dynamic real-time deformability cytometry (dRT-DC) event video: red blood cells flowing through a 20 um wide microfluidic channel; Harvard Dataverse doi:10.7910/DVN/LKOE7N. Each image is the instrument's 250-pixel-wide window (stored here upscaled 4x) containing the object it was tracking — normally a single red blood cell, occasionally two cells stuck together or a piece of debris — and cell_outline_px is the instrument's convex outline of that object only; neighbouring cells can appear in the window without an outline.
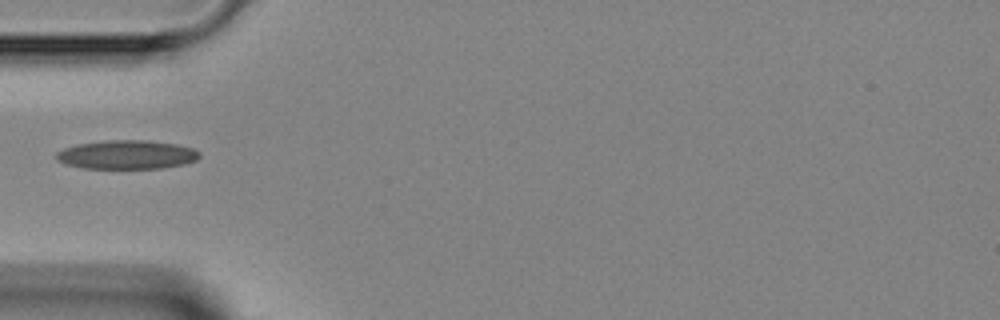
{"species": "Egyptian fruit bat (a non-hibernating species)", "species_latin": "Rousettus aegyptiacus", "temperature_condition": "room temperature", "stored_images_in_passage": 6, "camera_frame_rate_fps": 3000, "um_per_image_px": 0.085, "animal": {"sex": "female"}, "frame": {"image": 1, "passage_image": 4, "time_ms": 3.333, "image_size_px": [1000, 320], "cell_outline_px": [[200, 156], [196, 160], [184, 164], [160, 168], [84, 168], [64, 164], [56, 160], [56, 152], [64, 148], [76, 144], [104, 140], [148, 140], [176, 144], [192, 148], [200, 152]], "centroid_in_image_um": [10.75, 13.14], "position_along_channel_um": 74.2, "area_um2": 24.16}}
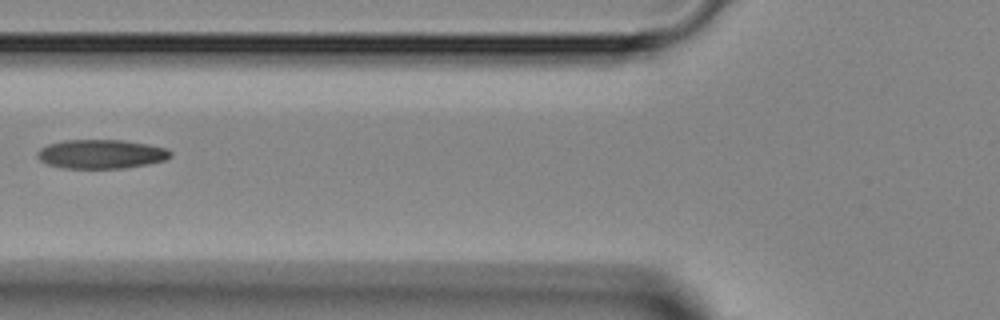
{"frame": {"image": 2, "passage_image": 5, "time_ms": 4.333, "image_size_px": [1000, 320], "cell_outline_px": [[172, 156], [164, 160], [148, 164], [124, 168], [64, 168], [48, 164], [40, 160], [36, 156], [36, 152], [40, 148], [48, 144], [64, 140], [124, 140], [148, 144], [168, 148], [172, 152]], "centroid_in_image_um": [8.61, 13.09], "position_along_channel_um": 117.2, "area_um2": 22.66}}
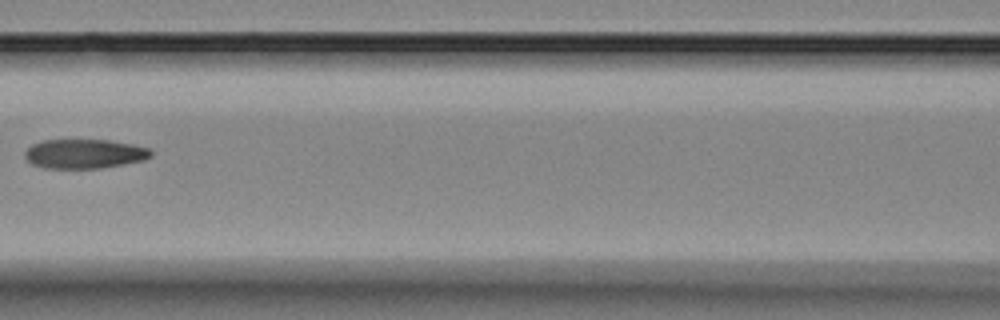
{"frame": {"image": 3, "passage_image": 6, "time_ms": 5.333, "image_size_px": [1000, 320], "cell_outline_px": [[152, 156], [144, 160], [100, 168], [44, 168], [32, 164], [24, 156], [24, 152], [32, 144], [44, 140], [112, 140], [132, 144], [148, 148], [152, 152]], "centroid_in_image_um": [7.17, 13.07], "position_along_channel_um": 159.4, "area_um2": 21.5}}